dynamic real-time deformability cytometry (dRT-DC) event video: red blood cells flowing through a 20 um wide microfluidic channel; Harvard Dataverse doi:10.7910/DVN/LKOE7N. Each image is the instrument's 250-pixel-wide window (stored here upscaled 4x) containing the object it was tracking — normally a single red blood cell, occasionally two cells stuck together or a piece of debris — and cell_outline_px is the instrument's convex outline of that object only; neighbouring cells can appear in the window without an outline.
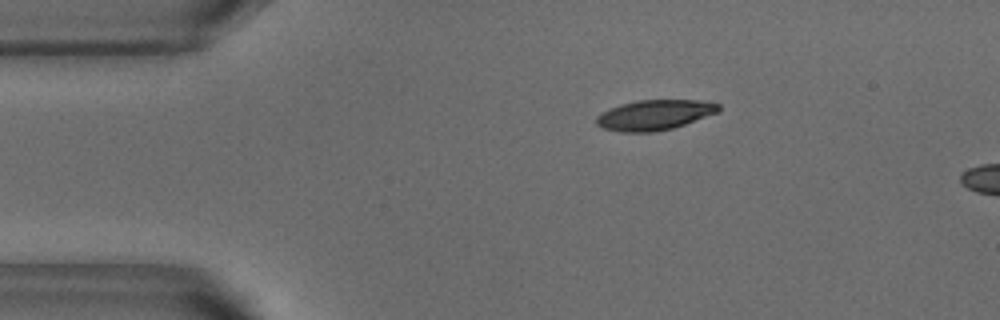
{"species": "common noctule bat (a hibernating species)", "species_latin": "Nyctalus noctula", "temperature_condition": "warm", "stored_images_in_passage": 4, "camera_frame_rate_fps": 3000, "um_per_image_px": 0.085, "animal": {"sex": "male", "body_mass_g": 18.8}, "frame": {"image": 1, "passage_image": 1, "time_ms": 0.0, "image_size_px": [1000, 320], "cell_outline_px": [[720, 108], [716, 112], [684, 124], [672, 128], [652, 132], [620, 132], [604, 128], [596, 124], [596, 116], [620, 104], [636, 100], [696, 100], [720, 104]], "centroid_in_image_um": [55.59, 9.77], "position_along_channel_um": 29.4, "area_um2": 21.1}}